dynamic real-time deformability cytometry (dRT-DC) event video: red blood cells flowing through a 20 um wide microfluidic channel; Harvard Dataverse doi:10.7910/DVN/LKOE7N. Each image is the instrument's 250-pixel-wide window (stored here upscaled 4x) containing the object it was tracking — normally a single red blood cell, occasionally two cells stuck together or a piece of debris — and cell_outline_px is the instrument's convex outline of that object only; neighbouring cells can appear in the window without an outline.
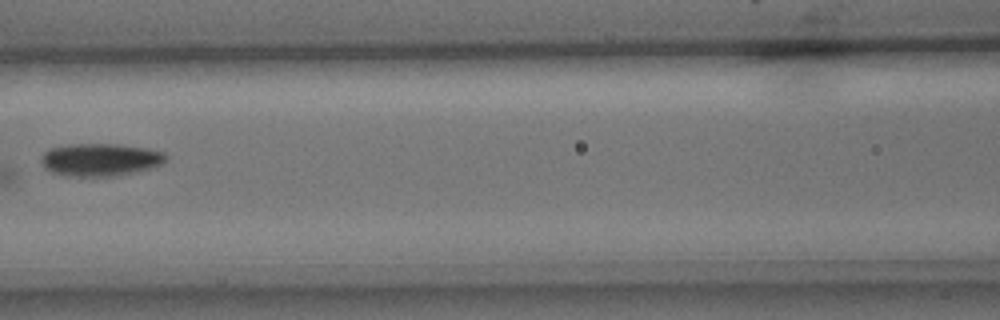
{"species": "common noctule bat (a hibernating species)", "species_latin": "Nyctalus noctula", "temperature_condition": "cold", "stored_images_in_passage": 9, "camera_frame_rate_fps": 3000, "um_per_image_px": 0.085, "animal": {"sex": "male", "body_mass_g": 15.6}, "frame": {"image": 1, "passage_image": 8, "time_ms": 2.333, "image_size_px": [1000, 320], "cell_outline_px": [[168, 160], [164, 164], [152, 168], [136, 172], [116, 176], [64, 176], [52, 172], [44, 168], [40, 160], [40, 156], [44, 152], [52, 148], [68, 144], [116, 144], [148, 148], [164, 152], [168, 156]], "centroid_in_image_um": [8.56, 13.58], "position_along_channel_um": 158.0, "area_um2": 24.16}}
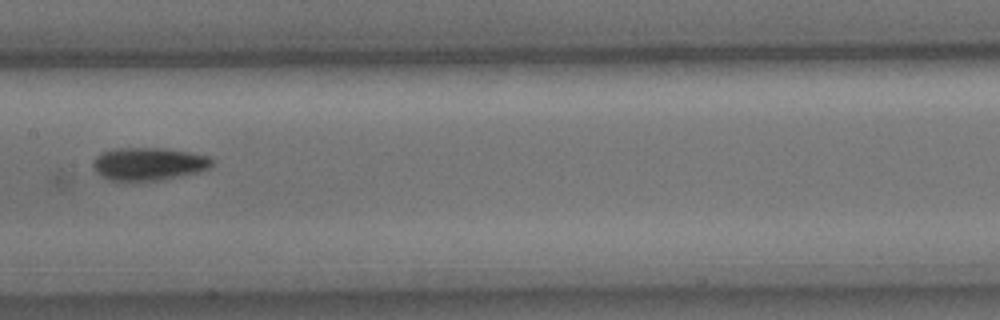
{"frame": {"image": 2, "passage_image": 9, "time_ms": 2.667, "image_size_px": [1000, 320], "cell_outline_px": [[212, 164], [208, 168], [200, 172], [160, 180], [112, 180], [96, 172], [92, 164], [96, 156], [100, 152], [116, 148], [164, 148], [212, 156]], "centroid_in_image_um": [12.65, 13.91], "position_along_channel_um": 194.7, "area_um2": 22.66}}